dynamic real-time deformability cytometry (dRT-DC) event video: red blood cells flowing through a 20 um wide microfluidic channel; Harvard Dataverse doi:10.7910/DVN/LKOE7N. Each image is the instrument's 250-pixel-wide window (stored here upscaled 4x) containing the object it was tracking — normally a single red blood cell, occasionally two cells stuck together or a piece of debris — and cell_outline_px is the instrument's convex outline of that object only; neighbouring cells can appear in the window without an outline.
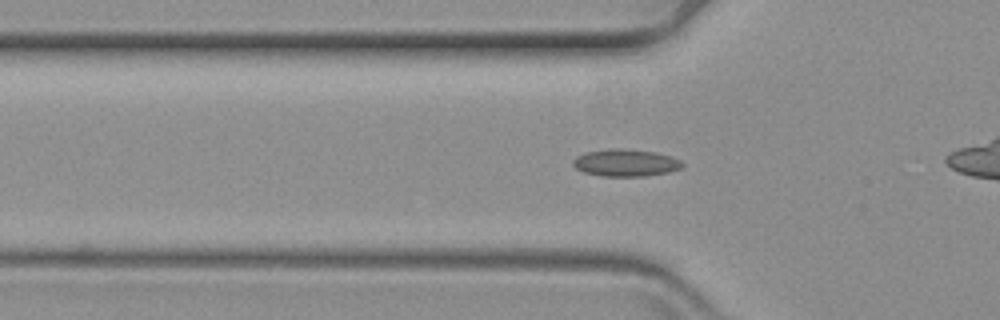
{"species": "common noctule bat (a hibernating species)", "species_latin": "Nyctalus noctula", "temperature_condition": "warm", "stored_images_in_passage": 49, "camera_frame_rate_fps": 3000, "um_per_image_px": 0.085, "animal": {"sex": "female", "body_mass_g": 19.3, "forearm_length_mm": 54.1}, "frame": {"image": 1, "passage_image": 20, "time_ms": 6.333, "image_size_px": [1000, 320], "cell_outline_px": [[684, 168], [668, 172], [644, 176], [600, 176], [584, 172], [576, 168], [572, 164], [572, 160], [576, 156], [584, 152], [612, 148], [620, 148], [656, 152], [680, 160], [684, 164]], "centroid_in_image_um": [53.16, 13.83], "position_along_channel_um": 72.6, "area_um2": 17.4}}
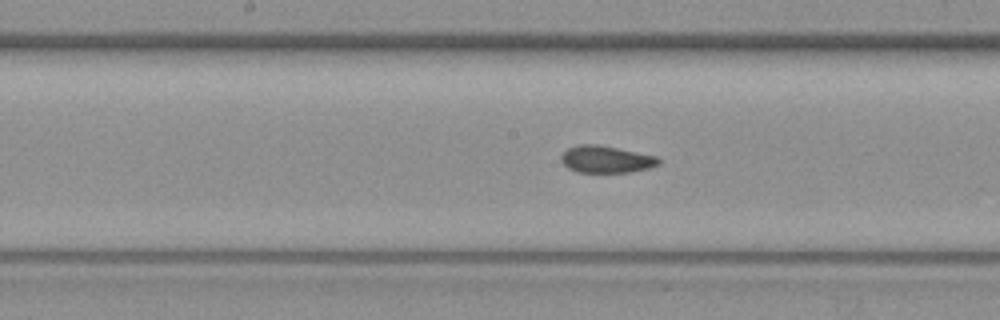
{"frame": {"image": 2, "passage_image": 31, "time_ms": 10.0, "image_size_px": [1000, 320], "cell_outline_px": [[660, 164], [648, 168], [632, 172], [576, 172], [568, 168], [560, 160], [560, 156], [568, 148], [580, 144], [596, 144], [656, 156], [660, 160]], "centroid_in_image_um": [51.5, 13.55], "position_along_channel_um": 196.7, "area_um2": 15.26}}
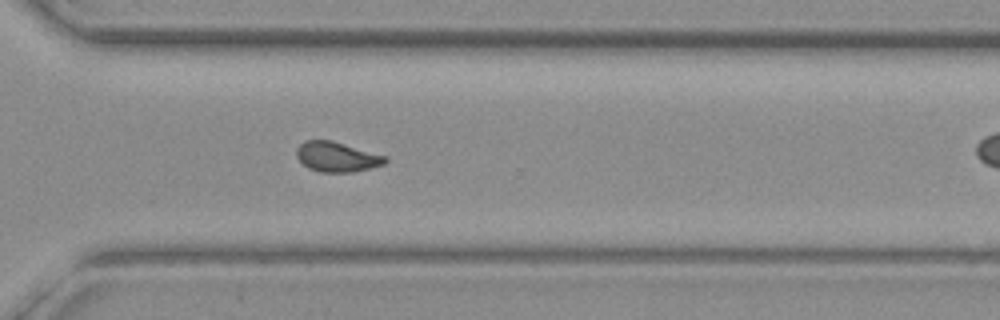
{"frame": {"image": 3, "passage_image": 44, "time_ms": 14.333, "image_size_px": [1000, 320], "cell_outline_px": [[388, 160], [384, 164], [352, 172], [320, 172], [308, 168], [296, 156], [296, 148], [304, 140], [332, 140], [388, 156]], "centroid_in_image_um": [28.64, 13.32], "position_along_channel_um": 342.0, "area_um2": 15.55}}